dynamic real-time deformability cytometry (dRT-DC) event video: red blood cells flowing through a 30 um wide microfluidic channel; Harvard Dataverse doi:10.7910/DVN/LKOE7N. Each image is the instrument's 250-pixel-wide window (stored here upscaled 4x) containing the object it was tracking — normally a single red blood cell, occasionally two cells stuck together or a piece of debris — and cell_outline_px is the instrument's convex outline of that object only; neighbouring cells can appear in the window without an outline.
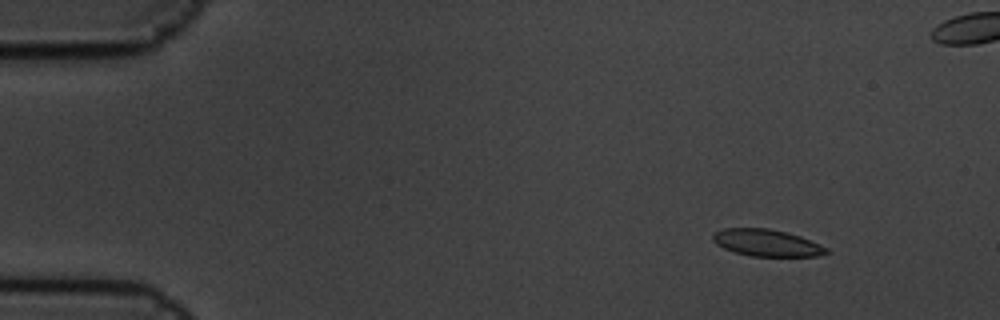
{"species": "common noctule bat (a hibernating species)", "species_latin": "Nyctalus noctula", "temperature_condition": "cold", "stored_images_in_passage": 10, "camera_frame_rate_fps": 3000, "um_per_image_px": 0.085, "animal": {"sex": "male", "body_mass_g": 19.5, "forearm_length_mm": 54.6}, "frame": {"image": 1, "passage_image": 2, "time_ms": 0.333, "image_size_px": [1000, 320], "cell_outline_px": [[828, 252], [816, 256], [752, 256], [736, 252], [724, 248], [716, 244], [712, 240], [712, 236], [716, 232], [724, 228], [768, 228], [800, 236], [820, 244], [828, 248]], "centroid_in_image_um": [65.16, 20.64], "position_along_channel_um": 19.8, "area_um2": 17.57}}
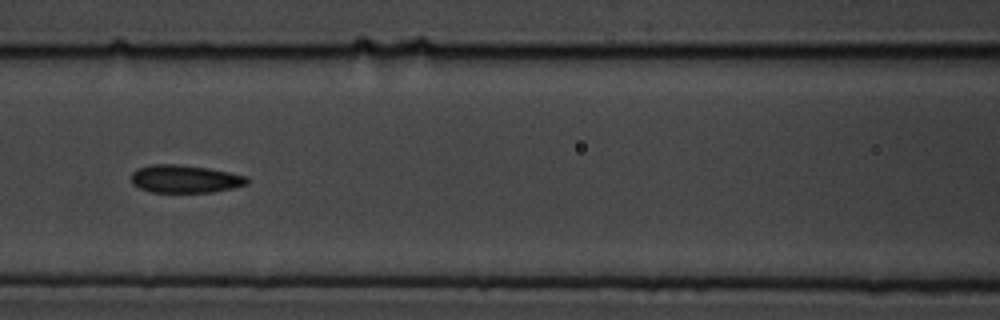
{"frame": {"image": 2, "passage_image": 7, "time_ms": 2.0, "image_size_px": [1000, 320], "cell_outline_px": [[248, 184], [232, 188], [212, 192], [152, 192], [140, 188], [132, 184], [132, 172], [136, 168], [152, 164], [176, 164], [208, 168], [248, 176]], "centroid_in_image_um": [15.71, 15.2], "position_along_channel_um": 150.9, "area_um2": 18.79}}
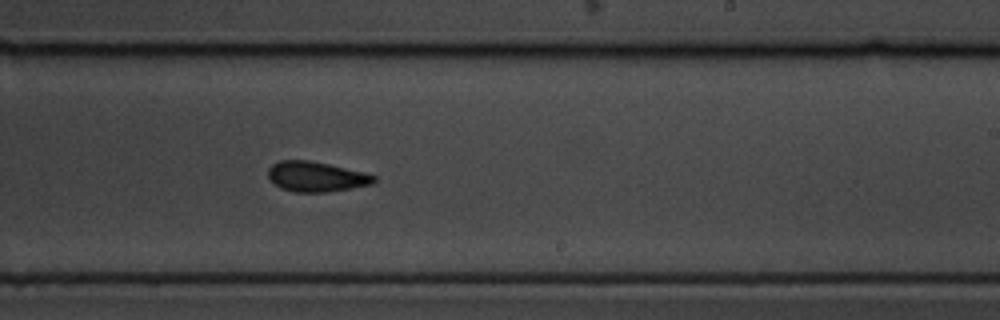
{"frame": {"image": 3, "passage_image": 10, "time_ms": 3.0, "image_size_px": [1000, 320], "cell_outline_px": [[376, 180], [372, 184], [352, 188], [324, 192], [296, 192], [280, 188], [268, 180], [268, 168], [272, 164], [280, 160], [308, 160], [328, 164], [364, 172], [376, 176]], "centroid_in_image_um": [26.84, 15.01], "position_along_channel_um": 262.2, "area_um2": 18.61}}